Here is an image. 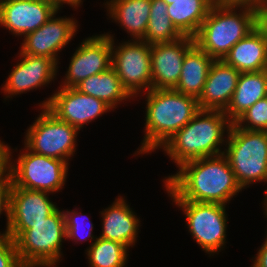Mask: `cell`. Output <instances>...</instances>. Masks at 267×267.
Masks as SVG:
<instances>
[{"mask_svg":"<svg viewBox=\"0 0 267 267\" xmlns=\"http://www.w3.org/2000/svg\"><path fill=\"white\" fill-rule=\"evenodd\" d=\"M211 7V0H168L167 12L183 36L194 37Z\"/></svg>","mask_w":267,"mask_h":267,"instance_id":"cell-25","label":"cell"},{"mask_svg":"<svg viewBox=\"0 0 267 267\" xmlns=\"http://www.w3.org/2000/svg\"><path fill=\"white\" fill-rule=\"evenodd\" d=\"M48 192L29 190L12 185L10 191L9 222L6 234L15 240L31 224L46 221L58 207Z\"/></svg>","mask_w":267,"mask_h":267,"instance_id":"cell-13","label":"cell"},{"mask_svg":"<svg viewBox=\"0 0 267 267\" xmlns=\"http://www.w3.org/2000/svg\"><path fill=\"white\" fill-rule=\"evenodd\" d=\"M212 6L248 8L259 11L262 0H211Z\"/></svg>","mask_w":267,"mask_h":267,"instance_id":"cell-32","label":"cell"},{"mask_svg":"<svg viewBox=\"0 0 267 267\" xmlns=\"http://www.w3.org/2000/svg\"><path fill=\"white\" fill-rule=\"evenodd\" d=\"M41 109L42 112L26 131L24 145L34 153L69 163L76 151L79 130L58 119L46 107Z\"/></svg>","mask_w":267,"mask_h":267,"instance_id":"cell-8","label":"cell"},{"mask_svg":"<svg viewBox=\"0 0 267 267\" xmlns=\"http://www.w3.org/2000/svg\"><path fill=\"white\" fill-rule=\"evenodd\" d=\"M214 59L194 44L183 59L179 82L174 90L198 99Z\"/></svg>","mask_w":267,"mask_h":267,"instance_id":"cell-23","label":"cell"},{"mask_svg":"<svg viewBox=\"0 0 267 267\" xmlns=\"http://www.w3.org/2000/svg\"><path fill=\"white\" fill-rule=\"evenodd\" d=\"M55 15L57 13L40 28L23 37L20 47L22 53L47 57L59 64L58 54L75 37L78 21L72 17H55Z\"/></svg>","mask_w":267,"mask_h":267,"instance_id":"cell-14","label":"cell"},{"mask_svg":"<svg viewBox=\"0 0 267 267\" xmlns=\"http://www.w3.org/2000/svg\"><path fill=\"white\" fill-rule=\"evenodd\" d=\"M185 214L187 228L196 243L210 256L226 243V205L188 200H172Z\"/></svg>","mask_w":267,"mask_h":267,"instance_id":"cell-9","label":"cell"},{"mask_svg":"<svg viewBox=\"0 0 267 267\" xmlns=\"http://www.w3.org/2000/svg\"><path fill=\"white\" fill-rule=\"evenodd\" d=\"M267 96V70L240 73L229 106L224 111L233 123L258 100Z\"/></svg>","mask_w":267,"mask_h":267,"instance_id":"cell-22","label":"cell"},{"mask_svg":"<svg viewBox=\"0 0 267 267\" xmlns=\"http://www.w3.org/2000/svg\"><path fill=\"white\" fill-rule=\"evenodd\" d=\"M58 91L42 101L41 108H47L58 119L65 121L79 131L102 114L113 110L104 101L74 88L58 87Z\"/></svg>","mask_w":267,"mask_h":267,"instance_id":"cell-11","label":"cell"},{"mask_svg":"<svg viewBox=\"0 0 267 267\" xmlns=\"http://www.w3.org/2000/svg\"><path fill=\"white\" fill-rule=\"evenodd\" d=\"M12 187V181H0V216L5 212L7 223H6V233L8 222H9V206H10V191ZM1 234V232H0Z\"/></svg>","mask_w":267,"mask_h":267,"instance_id":"cell-33","label":"cell"},{"mask_svg":"<svg viewBox=\"0 0 267 267\" xmlns=\"http://www.w3.org/2000/svg\"><path fill=\"white\" fill-rule=\"evenodd\" d=\"M111 38L112 63L123 87L133 97H138L143 91L152 88L151 76V45L142 40H128L115 45L114 35L106 33Z\"/></svg>","mask_w":267,"mask_h":267,"instance_id":"cell-10","label":"cell"},{"mask_svg":"<svg viewBox=\"0 0 267 267\" xmlns=\"http://www.w3.org/2000/svg\"><path fill=\"white\" fill-rule=\"evenodd\" d=\"M63 240H67L65 217L58 207L46 221L31 224L14 242L24 267H56L63 254Z\"/></svg>","mask_w":267,"mask_h":267,"instance_id":"cell-6","label":"cell"},{"mask_svg":"<svg viewBox=\"0 0 267 267\" xmlns=\"http://www.w3.org/2000/svg\"><path fill=\"white\" fill-rule=\"evenodd\" d=\"M76 209L77 208H75L74 211L73 210H71V211L70 210H67V211L63 210L64 217H65V225H66V239H70V240L74 241L75 243H77L78 241L80 242L83 240L88 241V238H89L90 242L93 241V243H94L96 241V239L98 238L92 234L94 224L88 218L87 219L89 220L90 224L89 223L85 224L86 222L84 221L85 219L83 218V216H85V214L81 213L80 211L78 213V211H76ZM85 217H87V215ZM83 228H86L87 230H85V229L82 230ZM81 231L82 232L85 231V232H83L84 235L80 234V233H82Z\"/></svg>","mask_w":267,"mask_h":267,"instance_id":"cell-29","label":"cell"},{"mask_svg":"<svg viewBox=\"0 0 267 267\" xmlns=\"http://www.w3.org/2000/svg\"><path fill=\"white\" fill-rule=\"evenodd\" d=\"M240 72L224 60H214L198 100L200 110L225 111L236 89Z\"/></svg>","mask_w":267,"mask_h":267,"instance_id":"cell-18","label":"cell"},{"mask_svg":"<svg viewBox=\"0 0 267 267\" xmlns=\"http://www.w3.org/2000/svg\"><path fill=\"white\" fill-rule=\"evenodd\" d=\"M59 8L44 0H0V26L26 36L46 23Z\"/></svg>","mask_w":267,"mask_h":267,"instance_id":"cell-15","label":"cell"},{"mask_svg":"<svg viewBox=\"0 0 267 267\" xmlns=\"http://www.w3.org/2000/svg\"><path fill=\"white\" fill-rule=\"evenodd\" d=\"M178 168L176 174L163 179L172 200L226 205L243 190L223 154L192 160Z\"/></svg>","mask_w":267,"mask_h":267,"instance_id":"cell-1","label":"cell"},{"mask_svg":"<svg viewBox=\"0 0 267 267\" xmlns=\"http://www.w3.org/2000/svg\"><path fill=\"white\" fill-rule=\"evenodd\" d=\"M24 150L20 151L15 163L11 160L12 185L50 194L59 192L65 185L70 164L34 153L25 145Z\"/></svg>","mask_w":267,"mask_h":267,"instance_id":"cell-7","label":"cell"},{"mask_svg":"<svg viewBox=\"0 0 267 267\" xmlns=\"http://www.w3.org/2000/svg\"><path fill=\"white\" fill-rule=\"evenodd\" d=\"M100 213L102 217V234L98 237L117 241L128 249L129 247H134L141 221L130 208L125 197L119 195L109 207Z\"/></svg>","mask_w":267,"mask_h":267,"instance_id":"cell-20","label":"cell"},{"mask_svg":"<svg viewBox=\"0 0 267 267\" xmlns=\"http://www.w3.org/2000/svg\"><path fill=\"white\" fill-rule=\"evenodd\" d=\"M81 3L83 4L82 0H52V4L56 5L59 9L62 8L63 4L77 9Z\"/></svg>","mask_w":267,"mask_h":267,"instance_id":"cell-35","label":"cell"},{"mask_svg":"<svg viewBox=\"0 0 267 267\" xmlns=\"http://www.w3.org/2000/svg\"><path fill=\"white\" fill-rule=\"evenodd\" d=\"M254 257L255 260L253 261L251 267H267V235L264 243L258 249V252Z\"/></svg>","mask_w":267,"mask_h":267,"instance_id":"cell-34","label":"cell"},{"mask_svg":"<svg viewBox=\"0 0 267 267\" xmlns=\"http://www.w3.org/2000/svg\"><path fill=\"white\" fill-rule=\"evenodd\" d=\"M263 20L257 10L212 6L193 37L194 43L214 60H223Z\"/></svg>","mask_w":267,"mask_h":267,"instance_id":"cell-4","label":"cell"},{"mask_svg":"<svg viewBox=\"0 0 267 267\" xmlns=\"http://www.w3.org/2000/svg\"><path fill=\"white\" fill-rule=\"evenodd\" d=\"M0 267H24L19 260L14 240L6 233L0 234Z\"/></svg>","mask_w":267,"mask_h":267,"instance_id":"cell-30","label":"cell"},{"mask_svg":"<svg viewBox=\"0 0 267 267\" xmlns=\"http://www.w3.org/2000/svg\"><path fill=\"white\" fill-rule=\"evenodd\" d=\"M71 56L70 64L60 87L74 88L89 76L111 67V38L104 34L83 39Z\"/></svg>","mask_w":267,"mask_h":267,"instance_id":"cell-12","label":"cell"},{"mask_svg":"<svg viewBox=\"0 0 267 267\" xmlns=\"http://www.w3.org/2000/svg\"><path fill=\"white\" fill-rule=\"evenodd\" d=\"M20 62L11 69L2 91L12 98L15 95L36 90L54 81L58 72V64L50 58L26 55L19 51Z\"/></svg>","mask_w":267,"mask_h":267,"instance_id":"cell-16","label":"cell"},{"mask_svg":"<svg viewBox=\"0 0 267 267\" xmlns=\"http://www.w3.org/2000/svg\"><path fill=\"white\" fill-rule=\"evenodd\" d=\"M11 150L4 142L0 145V181H12L10 176Z\"/></svg>","mask_w":267,"mask_h":267,"instance_id":"cell-31","label":"cell"},{"mask_svg":"<svg viewBox=\"0 0 267 267\" xmlns=\"http://www.w3.org/2000/svg\"><path fill=\"white\" fill-rule=\"evenodd\" d=\"M75 88L82 93L104 101L112 109H116L118 104H121L124 100L135 98L123 87L112 67L102 73L87 77L78 83Z\"/></svg>","mask_w":267,"mask_h":267,"instance_id":"cell-24","label":"cell"},{"mask_svg":"<svg viewBox=\"0 0 267 267\" xmlns=\"http://www.w3.org/2000/svg\"><path fill=\"white\" fill-rule=\"evenodd\" d=\"M233 123L241 129L267 131V96L258 100Z\"/></svg>","mask_w":267,"mask_h":267,"instance_id":"cell-28","label":"cell"},{"mask_svg":"<svg viewBox=\"0 0 267 267\" xmlns=\"http://www.w3.org/2000/svg\"><path fill=\"white\" fill-rule=\"evenodd\" d=\"M194 44L193 37L183 36L173 42L151 45V89H174L176 87L183 59Z\"/></svg>","mask_w":267,"mask_h":267,"instance_id":"cell-17","label":"cell"},{"mask_svg":"<svg viewBox=\"0 0 267 267\" xmlns=\"http://www.w3.org/2000/svg\"><path fill=\"white\" fill-rule=\"evenodd\" d=\"M240 73L267 70V23L263 20L239 40L223 59Z\"/></svg>","mask_w":267,"mask_h":267,"instance_id":"cell-19","label":"cell"},{"mask_svg":"<svg viewBox=\"0 0 267 267\" xmlns=\"http://www.w3.org/2000/svg\"><path fill=\"white\" fill-rule=\"evenodd\" d=\"M145 96L144 138L135 155L160 149L199 111L196 98L174 89H150Z\"/></svg>","mask_w":267,"mask_h":267,"instance_id":"cell-2","label":"cell"},{"mask_svg":"<svg viewBox=\"0 0 267 267\" xmlns=\"http://www.w3.org/2000/svg\"><path fill=\"white\" fill-rule=\"evenodd\" d=\"M264 213H265V216L267 217V189L265 191V199H264Z\"/></svg>","mask_w":267,"mask_h":267,"instance_id":"cell-37","label":"cell"},{"mask_svg":"<svg viewBox=\"0 0 267 267\" xmlns=\"http://www.w3.org/2000/svg\"><path fill=\"white\" fill-rule=\"evenodd\" d=\"M109 18L133 37L141 40L149 23L151 0H108L105 3Z\"/></svg>","mask_w":267,"mask_h":267,"instance_id":"cell-21","label":"cell"},{"mask_svg":"<svg viewBox=\"0 0 267 267\" xmlns=\"http://www.w3.org/2000/svg\"><path fill=\"white\" fill-rule=\"evenodd\" d=\"M128 248L117 242L98 237L89 248L87 258L90 267H125L128 261Z\"/></svg>","mask_w":267,"mask_h":267,"instance_id":"cell-27","label":"cell"},{"mask_svg":"<svg viewBox=\"0 0 267 267\" xmlns=\"http://www.w3.org/2000/svg\"><path fill=\"white\" fill-rule=\"evenodd\" d=\"M259 14L263 19L267 17V0H262L259 7Z\"/></svg>","mask_w":267,"mask_h":267,"instance_id":"cell-36","label":"cell"},{"mask_svg":"<svg viewBox=\"0 0 267 267\" xmlns=\"http://www.w3.org/2000/svg\"><path fill=\"white\" fill-rule=\"evenodd\" d=\"M223 155L242 189L267 182V131L246 130L231 124Z\"/></svg>","mask_w":267,"mask_h":267,"instance_id":"cell-5","label":"cell"},{"mask_svg":"<svg viewBox=\"0 0 267 267\" xmlns=\"http://www.w3.org/2000/svg\"><path fill=\"white\" fill-rule=\"evenodd\" d=\"M167 6L163 0H151L149 23L141 39L148 45L173 42L183 37L168 16Z\"/></svg>","mask_w":267,"mask_h":267,"instance_id":"cell-26","label":"cell"},{"mask_svg":"<svg viewBox=\"0 0 267 267\" xmlns=\"http://www.w3.org/2000/svg\"><path fill=\"white\" fill-rule=\"evenodd\" d=\"M231 124L224 111L199 109L161 149L177 167L192 160L221 155Z\"/></svg>","mask_w":267,"mask_h":267,"instance_id":"cell-3","label":"cell"}]
</instances>
